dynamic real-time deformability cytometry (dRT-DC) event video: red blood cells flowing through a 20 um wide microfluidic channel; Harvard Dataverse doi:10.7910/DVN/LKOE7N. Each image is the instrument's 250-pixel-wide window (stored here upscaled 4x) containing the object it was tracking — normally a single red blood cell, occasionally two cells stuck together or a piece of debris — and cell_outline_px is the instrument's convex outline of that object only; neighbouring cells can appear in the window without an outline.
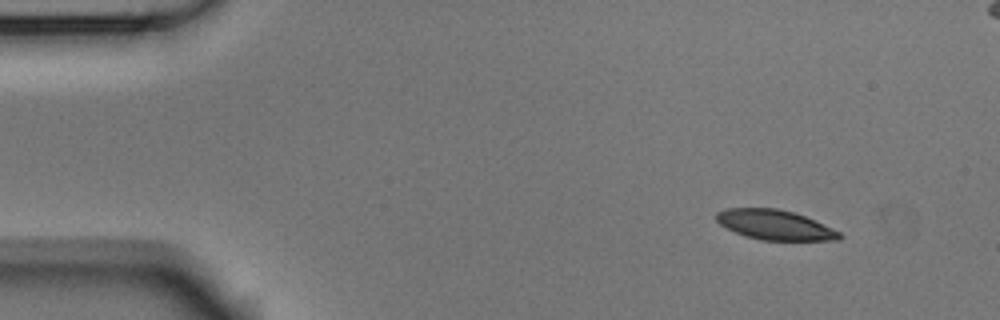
{"species": "Egyptian fruit bat (a non-hibernating species)", "species_latin": "Rousettus aegyptiacus", "temperature_condition": "room temperature", "stored_images_in_passage": 10, "camera_frame_rate_fps": 3000, "um_per_image_px": 0.085, "animal": {"sex": "male"}, "frame": {"image": 1, "passage_image": 1, "time_ms": 0.0, "image_size_px": [1000, 320], "cell_outline_px": [[844, 236], [840, 240], [760, 240], [744, 236], [720, 224], [716, 220], [716, 212], [728, 208], [776, 208], [792, 212], [804, 216], [840, 232]], "centroid_in_image_um": [65.85, 19.12], "position_along_channel_um": 19.1, "area_um2": 21.21}}
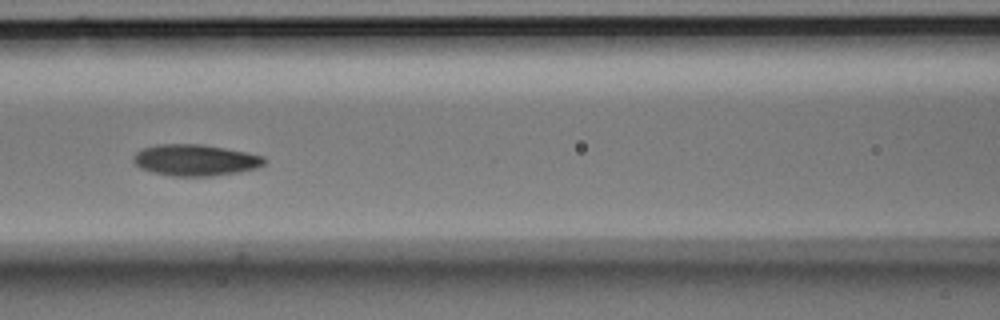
{"frame": {"image": 2, "passage_image": 6, "time_ms": 1.667, "image_size_px": [1000, 320], "cell_outline_px": [[268, 160], [264, 164], [256, 168], [236, 172], [212, 176], [172, 176], [152, 172], [140, 168], [132, 160], [132, 156], [136, 152], [144, 148], [156, 144], [204, 144], [264, 156]], "centroid_in_image_um": [16.58, 13.6], "position_along_channel_um": 150.0, "area_um2": 23.93}}
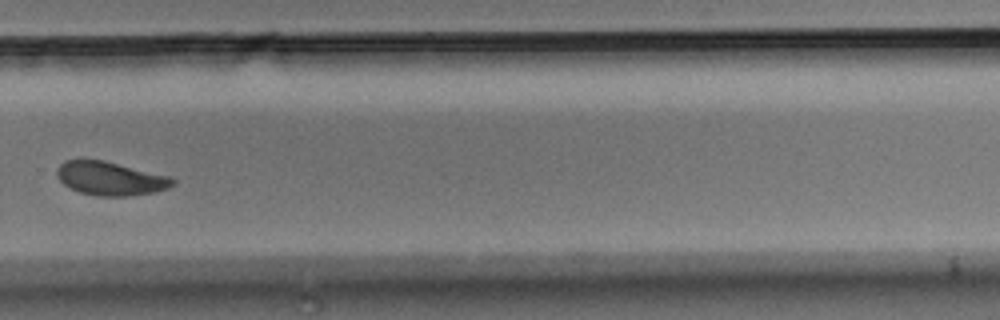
{"frame": {"image": 3, "passage_image": 10, "time_ms": 3.0, "image_size_px": [1000, 320], "cell_outline_px": [[176, 180], [168, 188], [156, 192], [124, 196], [96, 196], [80, 192], [64, 184], [60, 180], [56, 172], [56, 168], [64, 160], [104, 160], [168, 176]], "centroid_in_image_um": [9.36, 15.17], "position_along_channel_um": 320.4, "area_um2": 22.43}}